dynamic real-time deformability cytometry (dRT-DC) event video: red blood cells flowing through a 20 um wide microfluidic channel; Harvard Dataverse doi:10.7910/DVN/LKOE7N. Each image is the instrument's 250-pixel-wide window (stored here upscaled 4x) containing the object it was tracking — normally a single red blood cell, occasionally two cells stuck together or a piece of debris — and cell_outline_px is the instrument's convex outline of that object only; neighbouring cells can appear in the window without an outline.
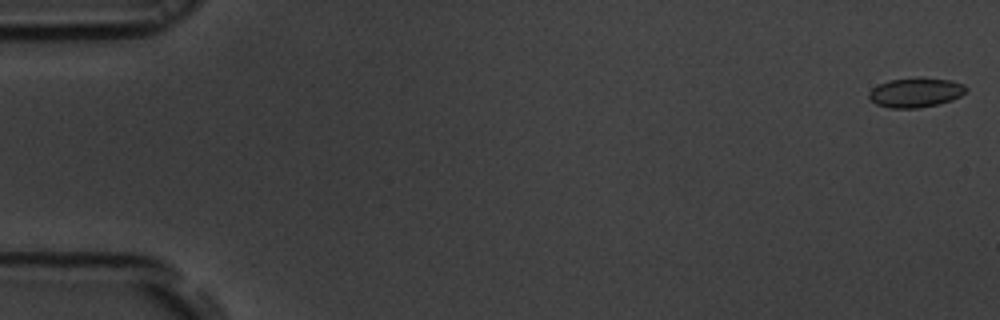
{"species": "common noctule bat (a hibernating species)", "species_latin": "Nyctalus noctula", "temperature_condition": "room temperature", "stored_images_in_passage": 55, "camera_frame_rate_fps": 3000, "um_per_image_px": 0.085, "animal": {"sex": "male", "body_mass_g": 19.5, "forearm_length_mm": 54.6}, "frame": {"image": 1, "passage_image": 1, "time_ms": 0.0, "image_size_px": [1000, 320], "cell_outline_px": [[968, 88], [960, 96], [952, 100], [936, 104], [916, 108], [888, 108], [876, 104], [868, 96], [868, 92], [872, 88], [888, 80], [920, 76], [952, 80], [964, 84]], "centroid_in_image_um": [77.83, 7.84], "position_along_channel_um": 7.2, "area_um2": 16.94}}
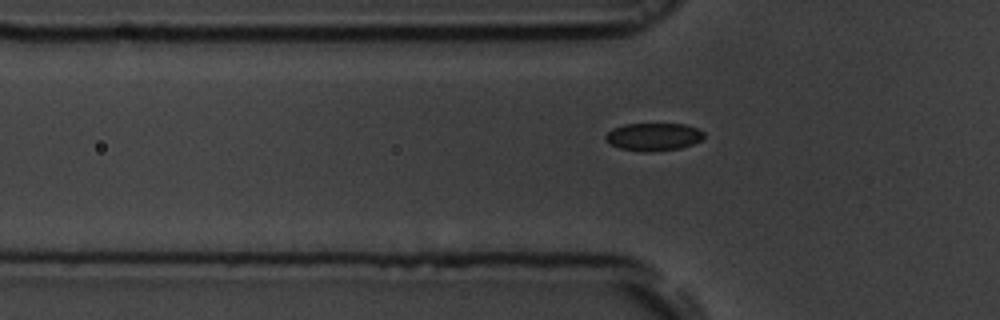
{"frame": {"image": 2, "passage_image": 18, "time_ms": 5.667, "image_size_px": [1000, 320], "cell_outline_px": [[704, 136], [700, 140], [692, 144], [680, 148], [652, 152], [640, 152], [620, 148], [608, 144], [604, 140], [604, 136], [612, 128], [624, 124], [684, 124], [696, 128], [704, 132]], "centroid_in_image_um": [55.49, 11.63], "position_along_channel_um": 70.3, "area_um2": 16.07}}
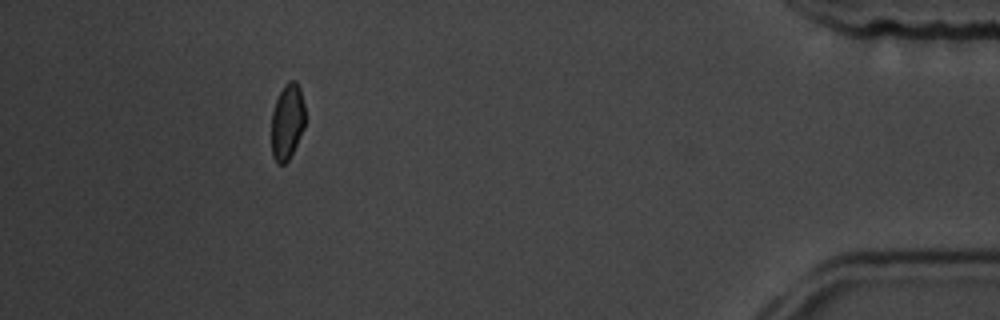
{"frame": {"image": 3, "passage_image": 50, "time_ms": 16.333, "image_size_px": [1000, 320], "cell_outline_px": [[304, 128], [288, 160], [284, 164], [276, 164], [272, 156], [272, 112], [276, 100], [284, 84], [288, 80], [296, 80], [300, 88], [304, 104]], "centroid_in_image_um": [24.41, 10.33], "position_along_channel_um": 410.8, "area_um2": 14.85}, "authors_computed_cell_mechanics": {"area_um2": 16.2418, "velocity_mm_per_s": 3.7358, "shape_relaxation_time_tau1_ms": 4.021, "shape_relaxation_time_tau2_ms": 3.7813, "deformation_change_tau1": 0.0726, "deformation_change_tau2": 0.0552}}